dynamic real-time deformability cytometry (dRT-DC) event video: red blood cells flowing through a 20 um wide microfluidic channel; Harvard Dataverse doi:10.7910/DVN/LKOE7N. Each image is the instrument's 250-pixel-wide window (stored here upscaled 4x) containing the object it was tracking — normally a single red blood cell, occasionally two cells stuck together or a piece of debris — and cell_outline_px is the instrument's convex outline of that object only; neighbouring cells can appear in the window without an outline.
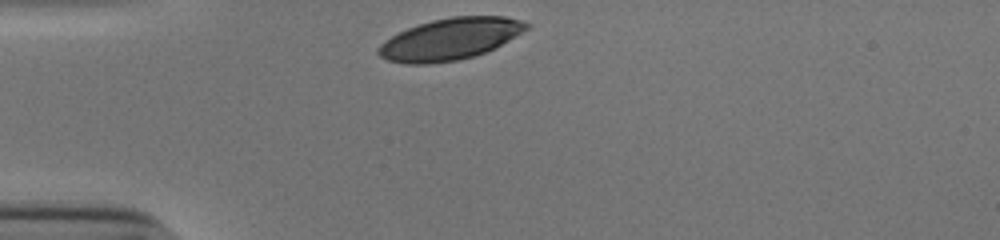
{"species": "human", "species_latin": "Homo sapiens", "temperature_condition": "cold", "stored_images_in_passage": 29, "camera_frame_rate_fps": 3000, "um_per_image_px": 0.085, "donor": {"sex": "male"}, "frame": {"image": 1, "passage_image": 1, "time_ms": 0.0, "image_size_px": [1000, 240], "cell_outline_px": [[532, 24], [528, 28], [500, 44], [484, 52], [472, 56], [456, 60], [428, 64], [408, 64], [388, 60], [380, 56], [376, 52], [376, 48], [384, 40], [408, 28], [432, 20], [452, 16], [504, 16], [520, 20]], "centroid_in_image_um": [38.21, 3.31], "position_along_channel_um": 46.8, "area_um2": 35.43}}
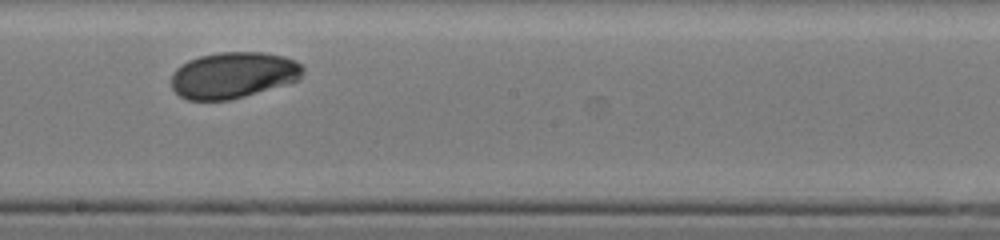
{"frame": {"image": 2, "passage_image": 17, "time_ms": 5.333, "image_size_px": [1000, 240], "cell_outline_px": [[304, 72], [300, 80], [244, 96], [228, 100], [188, 100], [180, 96], [172, 88], [172, 72], [176, 68], [188, 60], [200, 56], [220, 52], [264, 52], [284, 56], [296, 60], [304, 68]], "centroid_in_image_um": [19.84, 6.38], "position_along_channel_um": 228.4, "area_um2": 35.55}}
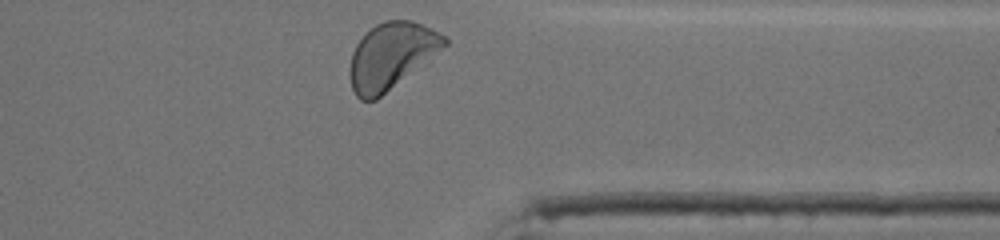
{"frame": {"image": 3, "passage_image": 29, "time_ms": 9.333, "image_size_px": [1000, 240], "cell_outline_px": [[448, 44], [428, 64], [376, 100], [360, 100], [356, 96], [352, 88], [348, 76], [348, 72], [352, 52], [356, 44], [376, 24], [384, 20], [412, 20], [432, 28], [444, 36], [448, 40]], "centroid_in_image_um": [33.29, 4.78], "position_along_channel_um": 378.1, "area_um2": 37.28}, "authors_computed_cell_mechanics": {"area_um2": 35.7204, "velocity_mm_per_s": 3.8396, "shape_relaxation_time_tau1_ms": 1.8144, "shape_relaxation_time_tau2_ms": null, "deformation_change_tau1": 0.1107, "deformation_change_tau2": null}}